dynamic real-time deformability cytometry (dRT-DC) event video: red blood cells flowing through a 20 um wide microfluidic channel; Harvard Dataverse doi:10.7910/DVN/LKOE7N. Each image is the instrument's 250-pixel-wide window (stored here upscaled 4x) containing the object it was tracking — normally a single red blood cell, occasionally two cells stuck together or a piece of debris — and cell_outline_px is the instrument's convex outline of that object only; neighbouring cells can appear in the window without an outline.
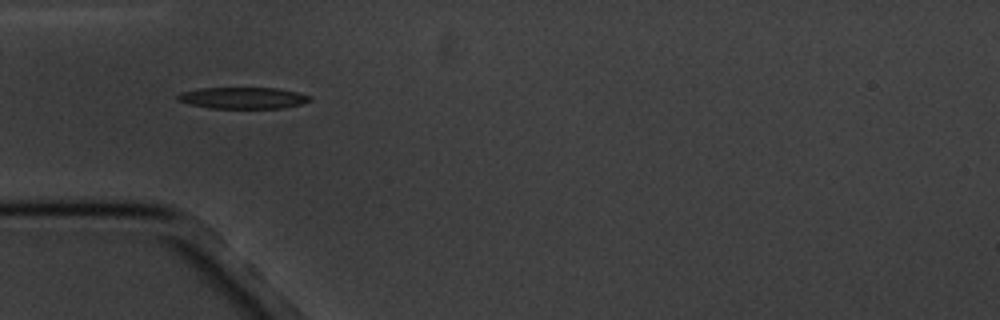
{"species": "common noctule bat (a hibernating species)", "species_latin": "Nyctalus noctula", "temperature_condition": "cold", "stored_images_in_passage": 5, "camera_frame_rate_fps": 3000, "um_per_image_px": 0.085, "animal": {"sex": "male", "body_mass_g": 20.1, "forearm_length_mm": 53.5}, "frame": {"image": 1, "passage_image": 1, "time_ms": 0.0, "image_size_px": [1000, 320], "cell_outline_px": [[312, 100], [300, 104], [280, 108], [208, 108], [176, 100], [176, 96], [180, 92], [200, 88], [276, 88], [296, 92], [308, 96]], "centroid_in_image_um": [20.59, 8.32], "position_along_channel_um": 64.4, "area_um2": 16.36}}
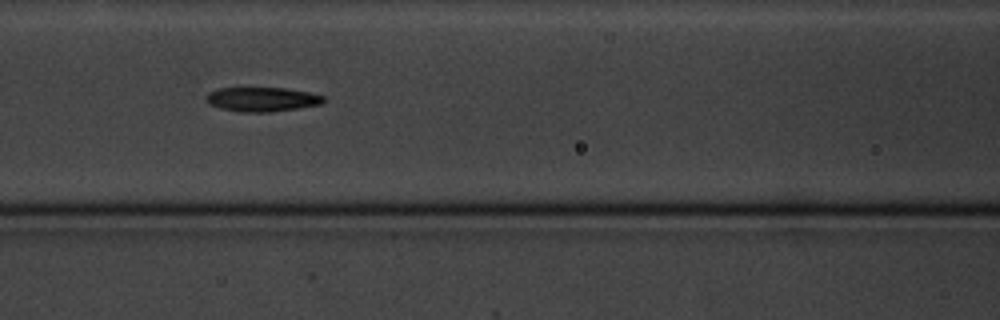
{"frame": {"image": 2, "passage_image": 3, "time_ms": 2.333, "image_size_px": [1000, 320], "cell_outline_px": [[328, 100], [324, 104], [268, 112], [240, 112], [220, 108], [208, 104], [208, 92], [220, 88], [284, 88], [312, 92], [324, 96]], "centroid_in_image_um": [22.35, 8.44], "position_along_channel_um": 144.2, "area_um2": 16.7}}
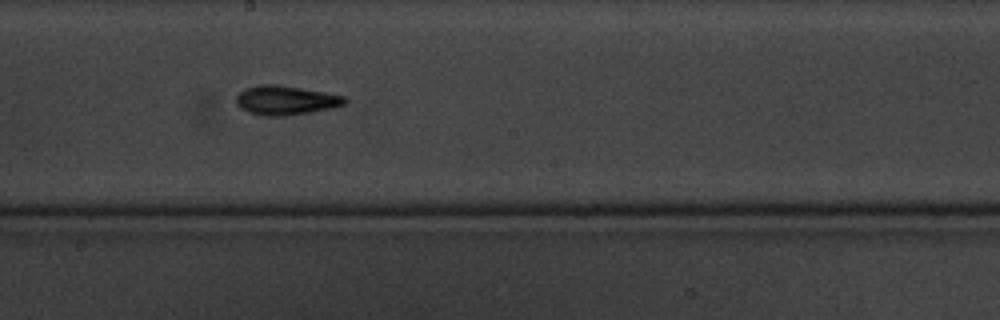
{"frame": {"image": 3, "passage_image": 5, "time_ms": 4.667, "image_size_px": [1000, 320], "cell_outline_px": [[348, 100], [344, 104], [332, 108], [312, 112], [284, 116], [264, 116], [248, 112], [240, 108], [236, 104], [236, 96], [244, 88], [260, 84], [276, 84], [328, 92], [344, 96]], "centroid_in_image_um": [24.28, 8.52], "position_along_channel_um": 223.9, "area_um2": 18.73}}